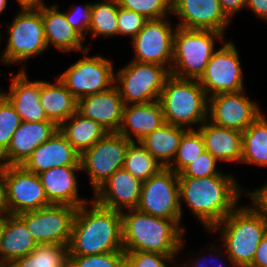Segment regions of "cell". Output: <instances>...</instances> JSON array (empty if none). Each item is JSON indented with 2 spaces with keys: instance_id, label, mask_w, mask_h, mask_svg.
I'll return each mask as SVG.
<instances>
[{
  "instance_id": "ba28073f",
  "label": "cell",
  "mask_w": 267,
  "mask_h": 267,
  "mask_svg": "<svg viewBox=\"0 0 267 267\" xmlns=\"http://www.w3.org/2000/svg\"><path fill=\"white\" fill-rule=\"evenodd\" d=\"M7 26L9 38L1 57L3 63L26 61L47 49L41 8L21 10Z\"/></svg>"
},
{
  "instance_id": "9c48e42d",
  "label": "cell",
  "mask_w": 267,
  "mask_h": 267,
  "mask_svg": "<svg viewBox=\"0 0 267 267\" xmlns=\"http://www.w3.org/2000/svg\"><path fill=\"white\" fill-rule=\"evenodd\" d=\"M87 51L88 47L82 51L85 57L79 59L58 77L77 101L105 91L115 84L111 61L101 56L88 57Z\"/></svg>"
},
{
  "instance_id": "d6a6232c",
  "label": "cell",
  "mask_w": 267,
  "mask_h": 267,
  "mask_svg": "<svg viewBox=\"0 0 267 267\" xmlns=\"http://www.w3.org/2000/svg\"><path fill=\"white\" fill-rule=\"evenodd\" d=\"M123 168L142 182L163 169L145 147L135 141H131L127 148Z\"/></svg>"
},
{
  "instance_id": "4dcf8cb0",
  "label": "cell",
  "mask_w": 267,
  "mask_h": 267,
  "mask_svg": "<svg viewBox=\"0 0 267 267\" xmlns=\"http://www.w3.org/2000/svg\"><path fill=\"white\" fill-rule=\"evenodd\" d=\"M241 162L267 166V120L261 114L242 132Z\"/></svg>"
},
{
  "instance_id": "816d5d0a",
  "label": "cell",
  "mask_w": 267,
  "mask_h": 267,
  "mask_svg": "<svg viewBox=\"0 0 267 267\" xmlns=\"http://www.w3.org/2000/svg\"><path fill=\"white\" fill-rule=\"evenodd\" d=\"M7 2V0H0V14H2V12L5 10Z\"/></svg>"
},
{
  "instance_id": "7c38bea8",
  "label": "cell",
  "mask_w": 267,
  "mask_h": 267,
  "mask_svg": "<svg viewBox=\"0 0 267 267\" xmlns=\"http://www.w3.org/2000/svg\"><path fill=\"white\" fill-rule=\"evenodd\" d=\"M130 142L118 133H107L80 155L81 170L88 172L94 192L123 168Z\"/></svg>"
},
{
  "instance_id": "e0dca14e",
  "label": "cell",
  "mask_w": 267,
  "mask_h": 267,
  "mask_svg": "<svg viewBox=\"0 0 267 267\" xmlns=\"http://www.w3.org/2000/svg\"><path fill=\"white\" fill-rule=\"evenodd\" d=\"M181 17L178 27L224 32L230 20L220 7L219 0H172V13Z\"/></svg>"
},
{
  "instance_id": "836d02e7",
  "label": "cell",
  "mask_w": 267,
  "mask_h": 267,
  "mask_svg": "<svg viewBox=\"0 0 267 267\" xmlns=\"http://www.w3.org/2000/svg\"><path fill=\"white\" fill-rule=\"evenodd\" d=\"M117 0H106L92 4L91 21L89 24L88 33L92 32V38L100 36L118 35Z\"/></svg>"
},
{
  "instance_id": "b9f144b4",
  "label": "cell",
  "mask_w": 267,
  "mask_h": 267,
  "mask_svg": "<svg viewBox=\"0 0 267 267\" xmlns=\"http://www.w3.org/2000/svg\"><path fill=\"white\" fill-rule=\"evenodd\" d=\"M80 7L77 8L74 6L72 10L70 9V11L65 13V16L73 29L84 39V36L88 34L91 21L92 3Z\"/></svg>"
},
{
  "instance_id": "52a82bcc",
  "label": "cell",
  "mask_w": 267,
  "mask_h": 267,
  "mask_svg": "<svg viewBox=\"0 0 267 267\" xmlns=\"http://www.w3.org/2000/svg\"><path fill=\"white\" fill-rule=\"evenodd\" d=\"M170 75L169 66L132 60L115 74V82L125 105L143 104L159 100Z\"/></svg>"
},
{
  "instance_id": "f907efd6",
  "label": "cell",
  "mask_w": 267,
  "mask_h": 267,
  "mask_svg": "<svg viewBox=\"0 0 267 267\" xmlns=\"http://www.w3.org/2000/svg\"><path fill=\"white\" fill-rule=\"evenodd\" d=\"M3 228H4V215H0V243L2 239Z\"/></svg>"
},
{
  "instance_id": "ac0fdd59",
  "label": "cell",
  "mask_w": 267,
  "mask_h": 267,
  "mask_svg": "<svg viewBox=\"0 0 267 267\" xmlns=\"http://www.w3.org/2000/svg\"><path fill=\"white\" fill-rule=\"evenodd\" d=\"M51 120L43 122L22 121L11 137L8 149L0 156V163L23 165L32 152L58 131Z\"/></svg>"
},
{
  "instance_id": "4fadbf2b",
  "label": "cell",
  "mask_w": 267,
  "mask_h": 267,
  "mask_svg": "<svg viewBox=\"0 0 267 267\" xmlns=\"http://www.w3.org/2000/svg\"><path fill=\"white\" fill-rule=\"evenodd\" d=\"M4 182L7 214L17 215L52 205L39 176L22 165L4 166Z\"/></svg>"
},
{
  "instance_id": "8992f818",
  "label": "cell",
  "mask_w": 267,
  "mask_h": 267,
  "mask_svg": "<svg viewBox=\"0 0 267 267\" xmlns=\"http://www.w3.org/2000/svg\"><path fill=\"white\" fill-rule=\"evenodd\" d=\"M174 30L171 75L181 79L199 80L215 52L214 39L223 40L224 33L178 26Z\"/></svg>"
},
{
  "instance_id": "c3c4849f",
  "label": "cell",
  "mask_w": 267,
  "mask_h": 267,
  "mask_svg": "<svg viewBox=\"0 0 267 267\" xmlns=\"http://www.w3.org/2000/svg\"><path fill=\"white\" fill-rule=\"evenodd\" d=\"M22 10L40 9L46 6L42 0H17Z\"/></svg>"
},
{
  "instance_id": "d6986e66",
  "label": "cell",
  "mask_w": 267,
  "mask_h": 267,
  "mask_svg": "<svg viewBox=\"0 0 267 267\" xmlns=\"http://www.w3.org/2000/svg\"><path fill=\"white\" fill-rule=\"evenodd\" d=\"M142 184V181L121 168L94 192V201L104 208L119 212H123V208L136 209Z\"/></svg>"
},
{
  "instance_id": "ee69618b",
  "label": "cell",
  "mask_w": 267,
  "mask_h": 267,
  "mask_svg": "<svg viewBox=\"0 0 267 267\" xmlns=\"http://www.w3.org/2000/svg\"><path fill=\"white\" fill-rule=\"evenodd\" d=\"M247 0H219L220 7L225 16L230 20L231 16L246 7Z\"/></svg>"
},
{
  "instance_id": "7dc6e473",
  "label": "cell",
  "mask_w": 267,
  "mask_h": 267,
  "mask_svg": "<svg viewBox=\"0 0 267 267\" xmlns=\"http://www.w3.org/2000/svg\"><path fill=\"white\" fill-rule=\"evenodd\" d=\"M7 214L5 202L4 166L0 163V215Z\"/></svg>"
},
{
  "instance_id": "ffe728a7",
  "label": "cell",
  "mask_w": 267,
  "mask_h": 267,
  "mask_svg": "<svg viewBox=\"0 0 267 267\" xmlns=\"http://www.w3.org/2000/svg\"><path fill=\"white\" fill-rule=\"evenodd\" d=\"M125 103L116 83L109 89L77 101V111L99 123L108 133H117L123 118Z\"/></svg>"
},
{
  "instance_id": "db71d44e",
  "label": "cell",
  "mask_w": 267,
  "mask_h": 267,
  "mask_svg": "<svg viewBox=\"0 0 267 267\" xmlns=\"http://www.w3.org/2000/svg\"><path fill=\"white\" fill-rule=\"evenodd\" d=\"M6 98V93L0 92V103Z\"/></svg>"
},
{
  "instance_id": "5b68a950",
  "label": "cell",
  "mask_w": 267,
  "mask_h": 267,
  "mask_svg": "<svg viewBox=\"0 0 267 267\" xmlns=\"http://www.w3.org/2000/svg\"><path fill=\"white\" fill-rule=\"evenodd\" d=\"M207 98L198 80L170 75L158 101L165 123L184 128L196 123L202 125L208 119Z\"/></svg>"
},
{
  "instance_id": "4316f807",
  "label": "cell",
  "mask_w": 267,
  "mask_h": 267,
  "mask_svg": "<svg viewBox=\"0 0 267 267\" xmlns=\"http://www.w3.org/2000/svg\"><path fill=\"white\" fill-rule=\"evenodd\" d=\"M38 246L26 224L17 215H4V228L0 243V264L13 263Z\"/></svg>"
},
{
  "instance_id": "d590c367",
  "label": "cell",
  "mask_w": 267,
  "mask_h": 267,
  "mask_svg": "<svg viewBox=\"0 0 267 267\" xmlns=\"http://www.w3.org/2000/svg\"><path fill=\"white\" fill-rule=\"evenodd\" d=\"M118 6L132 10L147 20L166 18L172 13V0H117Z\"/></svg>"
},
{
  "instance_id": "8fae6325",
  "label": "cell",
  "mask_w": 267,
  "mask_h": 267,
  "mask_svg": "<svg viewBox=\"0 0 267 267\" xmlns=\"http://www.w3.org/2000/svg\"><path fill=\"white\" fill-rule=\"evenodd\" d=\"M76 209L75 206L52 204L41 209L19 213L17 216L26 224L38 245L68 246Z\"/></svg>"
},
{
  "instance_id": "9a60e30c",
  "label": "cell",
  "mask_w": 267,
  "mask_h": 267,
  "mask_svg": "<svg viewBox=\"0 0 267 267\" xmlns=\"http://www.w3.org/2000/svg\"><path fill=\"white\" fill-rule=\"evenodd\" d=\"M164 19L148 20L132 39L136 54L134 61L161 66L168 63L171 70L175 31L171 23Z\"/></svg>"
},
{
  "instance_id": "60d3db41",
  "label": "cell",
  "mask_w": 267,
  "mask_h": 267,
  "mask_svg": "<svg viewBox=\"0 0 267 267\" xmlns=\"http://www.w3.org/2000/svg\"><path fill=\"white\" fill-rule=\"evenodd\" d=\"M147 21L144 16L132 10L119 7L117 14L118 35H131L133 39Z\"/></svg>"
},
{
  "instance_id": "74e56055",
  "label": "cell",
  "mask_w": 267,
  "mask_h": 267,
  "mask_svg": "<svg viewBox=\"0 0 267 267\" xmlns=\"http://www.w3.org/2000/svg\"><path fill=\"white\" fill-rule=\"evenodd\" d=\"M125 251L69 256L68 267H124Z\"/></svg>"
},
{
  "instance_id": "bcb514c9",
  "label": "cell",
  "mask_w": 267,
  "mask_h": 267,
  "mask_svg": "<svg viewBox=\"0 0 267 267\" xmlns=\"http://www.w3.org/2000/svg\"><path fill=\"white\" fill-rule=\"evenodd\" d=\"M247 6L257 17L267 20V0H247Z\"/></svg>"
},
{
  "instance_id": "e575fe53",
  "label": "cell",
  "mask_w": 267,
  "mask_h": 267,
  "mask_svg": "<svg viewBox=\"0 0 267 267\" xmlns=\"http://www.w3.org/2000/svg\"><path fill=\"white\" fill-rule=\"evenodd\" d=\"M204 151L205 146L200 131L198 129L187 130L181 138L173 161H171L167 168L179 174L187 165L198 158Z\"/></svg>"
},
{
  "instance_id": "1f68e13d",
  "label": "cell",
  "mask_w": 267,
  "mask_h": 267,
  "mask_svg": "<svg viewBox=\"0 0 267 267\" xmlns=\"http://www.w3.org/2000/svg\"><path fill=\"white\" fill-rule=\"evenodd\" d=\"M17 267H68V246L60 244L38 245L32 252L13 262Z\"/></svg>"
},
{
  "instance_id": "681fc988",
  "label": "cell",
  "mask_w": 267,
  "mask_h": 267,
  "mask_svg": "<svg viewBox=\"0 0 267 267\" xmlns=\"http://www.w3.org/2000/svg\"><path fill=\"white\" fill-rule=\"evenodd\" d=\"M196 260H198V262H196ZM196 260H191V261H195V266H194V263H193V265H189V266H191V267H208V266H206V262L204 261V263H203V260H200L199 258L198 259H196ZM214 260L212 259L211 260V262H213ZM199 263V264H198ZM221 265H219V267H221L222 266V264L223 263H220ZM216 265V264H215ZM214 266V265H213ZM223 267H225V265L223 266Z\"/></svg>"
},
{
  "instance_id": "5bb4252c",
  "label": "cell",
  "mask_w": 267,
  "mask_h": 267,
  "mask_svg": "<svg viewBox=\"0 0 267 267\" xmlns=\"http://www.w3.org/2000/svg\"><path fill=\"white\" fill-rule=\"evenodd\" d=\"M207 97L220 93L243 91V80L238 50L232 42L224 43L210 58L204 74L198 80Z\"/></svg>"
},
{
  "instance_id": "f546056e",
  "label": "cell",
  "mask_w": 267,
  "mask_h": 267,
  "mask_svg": "<svg viewBox=\"0 0 267 267\" xmlns=\"http://www.w3.org/2000/svg\"><path fill=\"white\" fill-rule=\"evenodd\" d=\"M58 128L79 155L108 133L99 123L82 116L78 111Z\"/></svg>"
},
{
  "instance_id": "484cf974",
  "label": "cell",
  "mask_w": 267,
  "mask_h": 267,
  "mask_svg": "<svg viewBox=\"0 0 267 267\" xmlns=\"http://www.w3.org/2000/svg\"><path fill=\"white\" fill-rule=\"evenodd\" d=\"M44 25V36L47 47L54 45L61 51H85L82 46L84 39L73 29L67 21L65 13L59 12L56 5L41 8Z\"/></svg>"
},
{
  "instance_id": "cb8c5ba5",
  "label": "cell",
  "mask_w": 267,
  "mask_h": 267,
  "mask_svg": "<svg viewBox=\"0 0 267 267\" xmlns=\"http://www.w3.org/2000/svg\"><path fill=\"white\" fill-rule=\"evenodd\" d=\"M163 124H165V119L159 101L125 105L122 123L117 133L134 141L131 136L133 133L139 142Z\"/></svg>"
},
{
  "instance_id": "f5cc1de1",
  "label": "cell",
  "mask_w": 267,
  "mask_h": 267,
  "mask_svg": "<svg viewBox=\"0 0 267 267\" xmlns=\"http://www.w3.org/2000/svg\"><path fill=\"white\" fill-rule=\"evenodd\" d=\"M0 267H17L14 263H1Z\"/></svg>"
},
{
  "instance_id": "f35d334b",
  "label": "cell",
  "mask_w": 267,
  "mask_h": 267,
  "mask_svg": "<svg viewBox=\"0 0 267 267\" xmlns=\"http://www.w3.org/2000/svg\"><path fill=\"white\" fill-rule=\"evenodd\" d=\"M217 159L206 150L193 162L187 165L178 177L204 178L221 174L216 169Z\"/></svg>"
},
{
  "instance_id": "f1b7e54d",
  "label": "cell",
  "mask_w": 267,
  "mask_h": 267,
  "mask_svg": "<svg viewBox=\"0 0 267 267\" xmlns=\"http://www.w3.org/2000/svg\"><path fill=\"white\" fill-rule=\"evenodd\" d=\"M187 130H193V127L182 128L165 123L139 142L163 168H167L174 159L181 138Z\"/></svg>"
},
{
  "instance_id": "277c9868",
  "label": "cell",
  "mask_w": 267,
  "mask_h": 267,
  "mask_svg": "<svg viewBox=\"0 0 267 267\" xmlns=\"http://www.w3.org/2000/svg\"><path fill=\"white\" fill-rule=\"evenodd\" d=\"M220 226L225 254L232 267H250L258 245L267 232V221L247 206L235 208L210 231L218 230Z\"/></svg>"
},
{
  "instance_id": "7bdbcfd3",
  "label": "cell",
  "mask_w": 267,
  "mask_h": 267,
  "mask_svg": "<svg viewBox=\"0 0 267 267\" xmlns=\"http://www.w3.org/2000/svg\"><path fill=\"white\" fill-rule=\"evenodd\" d=\"M248 193L254 205L252 208L267 221V184Z\"/></svg>"
},
{
  "instance_id": "7402d4cb",
  "label": "cell",
  "mask_w": 267,
  "mask_h": 267,
  "mask_svg": "<svg viewBox=\"0 0 267 267\" xmlns=\"http://www.w3.org/2000/svg\"><path fill=\"white\" fill-rule=\"evenodd\" d=\"M76 170L80 171L81 166L54 167L38 174L51 204L76 208L88 204V200L79 198Z\"/></svg>"
},
{
  "instance_id": "44dd1931",
  "label": "cell",
  "mask_w": 267,
  "mask_h": 267,
  "mask_svg": "<svg viewBox=\"0 0 267 267\" xmlns=\"http://www.w3.org/2000/svg\"><path fill=\"white\" fill-rule=\"evenodd\" d=\"M27 171L40 174L61 166H81L80 155L59 131L39 145L22 165Z\"/></svg>"
},
{
  "instance_id": "3957f363",
  "label": "cell",
  "mask_w": 267,
  "mask_h": 267,
  "mask_svg": "<svg viewBox=\"0 0 267 267\" xmlns=\"http://www.w3.org/2000/svg\"><path fill=\"white\" fill-rule=\"evenodd\" d=\"M128 211L121 212L124 251L175 256L182 248L185 228L180 226V220L152 216L137 209Z\"/></svg>"
},
{
  "instance_id": "30bf717a",
  "label": "cell",
  "mask_w": 267,
  "mask_h": 267,
  "mask_svg": "<svg viewBox=\"0 0 267 267\" xmlns=\"http://www.w3.org/2000/svg\"><path fill=\"white\" fill-rule=\"evenodd\" d=\"M136 209L156 217L181 220L178 174L163 168L144 181Z\"/></svg>"
},
{
  "instance_id": "6da1fadb",
  "label": "cell",
  "mask_w": 267,
  "mask_h": 267,
  "mask_svg": "<svg viewBox=\"0 0 267 267\" xmlns=\"http://www.w3.org/2000/svg\"><path fill=\"white\" fill-rule=\"evenodd\" d=\"M179 197L187 203L208 230L220 223L238 205L241 187L232 175L178 177ZM182 198V199H181Z\"/></svg>"
},
{
  "instance_id": "603a6c76",
  "label": "cell",
  "mask_w": 267,
  "mask_h": 267,
  "mask_svg": "<svg viewBox=\"0 0 267 267\" xmlns=\"http://www.w3.org/2000/svg\"><path fill=\"white\" fill-rule=\"evenodd\" d=\"M11 85L6 98L14 106L22 121H48L40 104V81H29L24 68L14 75L11 73Z\"/></svg>"
},
{
  "instance_id": "f6af8a7d",
  "label": "cell",
  "mask_w": 267,
  "mask_h": 267,
  "mask_svg": "<svg viewBox=\"0 0 267 267\" xmlns=\"http://www.w3.org/2000/svg\"><path fill=\"white\" fill-rule=\"evenodd\" d=\"M250 267H267V232L258 245Z\"/></svg>"
},
{
  "instance_id": "8d00e7d4",
  "label": "cell",
  "mask_w": 267,
  "mask_h": 267,
  "mask_svg": "<svg viewBox=\"0 0 267 267\" xmlns=\"http://www.w3.org/2000/svg\"><path fill=\"white\" fill-rule=\"evenodd\" d=\"M21 122L14 106L5 98L0 103V156L8 149L11 137Z\"/></svg>"
},
{
  "instance_id": "d4e9b609",
  "label": "cell",
  "mask_w": 267,
  "mask_h": 267,
  "mask_svg": "<svg viewBox=\"0 0 267 267\" xmlns=\"http://www.w3.org/2000/svg\"><path fill=\"white\" fill-rule=\"evenodd\" d=\"M207 119L200 127L205 150L217 161L239 162L242 158V132L213 124Z\"/></svg>"
},
{
  "instance_id": "83f0119b",
  "label": "cell",
  "mask_w": 267,
  "mask_h": 267,
  "mask_svg": "<svg viewBox=\"0 0 267 267\" xmlns=\"http://www.w3.org/2000/svg\"><path fill=\"white\" fill-rule=\"evenodd\" d=\"M40 104L58 127L77 111V100L59 78L55 84L40 81Z\"/></svg>"
},
{
  "instance_id": "ab89813d",
  "label": "cell",
  "mask_w": 267,
  "mask_h": 267,
  "mask_svg": "<svg viewBox=\"0 0 267 267\" xmlns=\"http://www.w3.org/2000/svg\"><path fill=\"white\" fill-rule=\"evenodd\" d=\"M174 257L155 252L125 251L124 267H167L166 263L173 262Z\"/></svg>"
},
{
  "instance_id": "2e32d148",
  "label": "cell",
  "mask_w": 267,
  "mask_h": 267,
  "mask_svg": "<svg viewBox=\"0 0 267 267\" xmlns=\"http://www.w3.org/2000/svg\"><path fill=\"white\" fill-rule=\"evenodd\" d=\"M244 91L209 97V119L215 125L244 132L260 115V109Z\"/></svg>"
},
{
  "instance_id": "7a4b0ae2",
  "label": "cell",
  "mask_w": 267,
  "mask_h": 267,
  "mask_svg": "<svg viewBox=\"0 0 267 267\" xmlns=\"http://www.w3.org/2000/svg\"><path fill=\"white\" fill-rule=\"evenodd\" d=\"M76 209L69 256H86L123 250L121 212L107 209L91 201Z\"/></svg>"
}]
</instances>
